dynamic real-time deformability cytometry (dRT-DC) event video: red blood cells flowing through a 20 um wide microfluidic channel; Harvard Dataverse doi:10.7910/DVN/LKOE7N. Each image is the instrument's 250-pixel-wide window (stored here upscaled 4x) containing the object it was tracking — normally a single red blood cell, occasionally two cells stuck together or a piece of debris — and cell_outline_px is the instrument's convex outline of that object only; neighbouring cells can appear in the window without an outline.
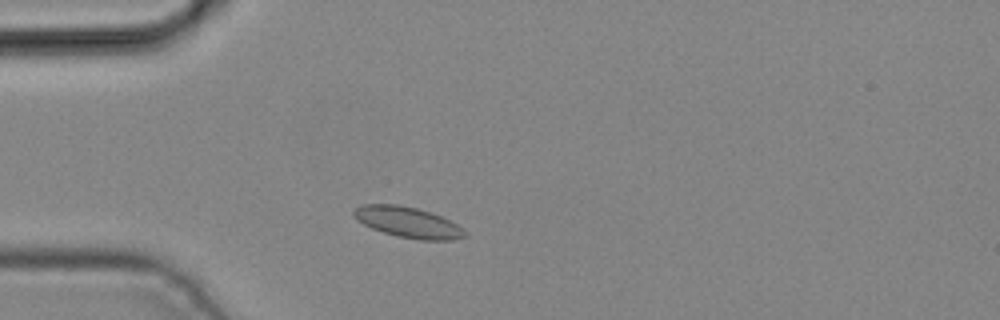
{"species": "common noctule bat (a hibernating species)", "species_latin": "Nyctalus noctula", "temperature_condition": "cold", "stored_images_in_passage": 2, "camera_frame_rate_fps": 3000, "um_per_image_px": 0.085, "animal": {"sex": "male", "body_mass_g": 19.2, "forearm_length_mm": 51.8}, "frame": {"image": 1, "passage_image": 2, "time_ms": 0.333, "image_size_px": [1000, 320], "cell_outline_px": [[468, 236], [452, 240], [420, 240], [396, 236], [372, 228], [356, 220], [352, 216], [352, 212], [360, 204], [400, 204], [432, 212], [464, 228], [468, 232]], "centroid_in_image_um": [34.68, 18.89], "position_along_channel_um": 50.3, "area_um2": 20.11}}